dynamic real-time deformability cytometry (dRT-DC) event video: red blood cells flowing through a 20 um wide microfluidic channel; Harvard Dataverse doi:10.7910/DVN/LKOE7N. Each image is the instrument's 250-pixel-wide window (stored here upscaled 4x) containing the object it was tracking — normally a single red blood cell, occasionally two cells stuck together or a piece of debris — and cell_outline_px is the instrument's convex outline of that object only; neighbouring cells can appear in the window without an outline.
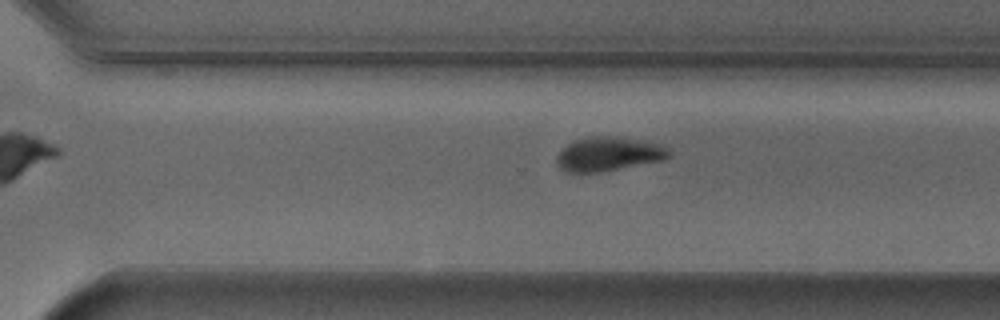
{"species": "Egyptian fruit bat (a non-hibernating species)", "species_latin": "Rousettus aegyptiacus", "temperature_condition": "cold", "stored_images_in_passage": 9, "segment_of_instrument_passage": [2, 2], "camera_frame_rate_fps": 3000, "um_per_image_px": 0.085, "animal": {"sex": "male"}, "frame": {"image": 1, "passage_image": 9, "time_ms": 10.0, "image_size_px": [1000, 320], "cell_outline_px": [[672, 152], [664, 160], [600, 172], [564, 172], [556, 164], [556, 156], [568, 144], [576, 140], [596, 136], [616, 136], [656, 144], [668, 148]], "centroid_in_image_um": [51.7, 13.11], "position_along_channel_um": 318.9, "area_um2": 21.96}}